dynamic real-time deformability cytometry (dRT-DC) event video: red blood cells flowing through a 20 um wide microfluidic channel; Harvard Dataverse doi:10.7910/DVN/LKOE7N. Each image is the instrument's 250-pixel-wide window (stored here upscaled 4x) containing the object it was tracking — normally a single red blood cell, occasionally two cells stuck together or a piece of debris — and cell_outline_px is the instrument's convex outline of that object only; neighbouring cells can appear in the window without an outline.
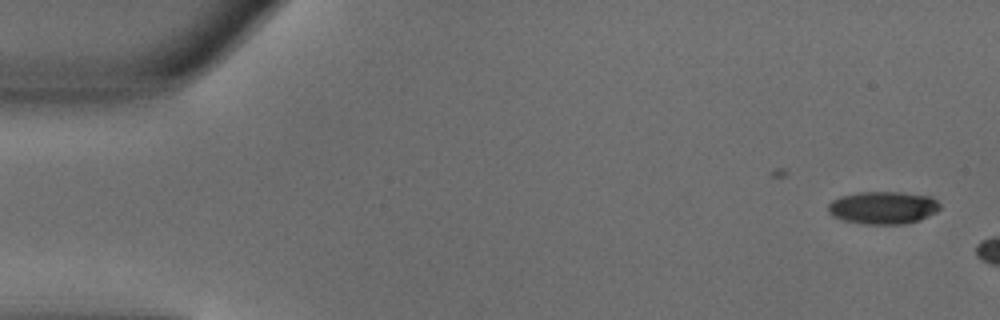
{"species": "common noctule bat (a hibernating species)", "species_latin": "Nyctalus noctula", "temperature_condition": "warm", "stored_images_in_passage": 6, "camera_frame_rate_fps": 3000, "um_per_image_px": 0.085, "animal": {"sex": "male", "body_mass_g": 18.8}, "frame": {"image": 1, "passage_image": 1, "time_ms": 0.0, "image_size_px": [1000, 320], "cell_outline_px": [[940, 208], [936, 212], [920, 220], [904, 224], [864, 224], [844, 220], [832, 216], [828, 212], [828, 204], [832, 200], [840, 196], [860, 192], [900, 192], [932, 196], [940, 204]], "centroid_in_image_um": [75.06, 17.65], "position_along_channel_um": 9.9, "area_um2": 21.39}}